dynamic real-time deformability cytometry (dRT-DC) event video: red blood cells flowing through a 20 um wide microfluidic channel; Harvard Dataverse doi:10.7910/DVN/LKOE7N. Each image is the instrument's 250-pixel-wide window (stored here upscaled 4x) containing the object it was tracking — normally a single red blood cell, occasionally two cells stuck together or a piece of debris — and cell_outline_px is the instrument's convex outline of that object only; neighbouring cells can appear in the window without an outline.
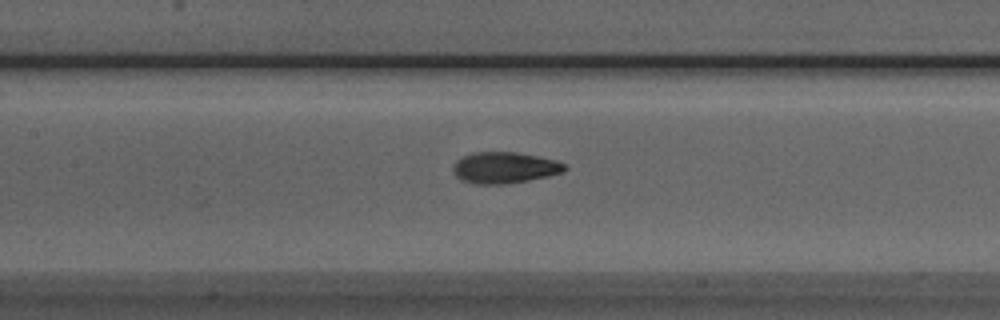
{"species": "Egyptian fruit bat (a non-hibernating species)", "species_latin": "Rousettus aegyptiacus", "temperature_condition": "room temperature", "stored_images_in_passage": 40, "camera_frame_rate_fps": 3000, "um_per_image_px": 0.085, "animal": {"sex": "male"}, "frame": {"image": 1, "passage_image": 11, "time_ms": 3.333, "image_size_px": [1000, 320], "cell_outline_px": [[568, 168], [564, 172], [548, 176], [508, 184], [476, 184], [460, 180], [456, 176], [452, 168], [456, 160], [472, 152], [516, 152], [556, 160], [564, 164]], "centroid_in_image_um": [42.88, 14.26], "position_along_channel_um": 164.5, "area_um2": 20.4}}
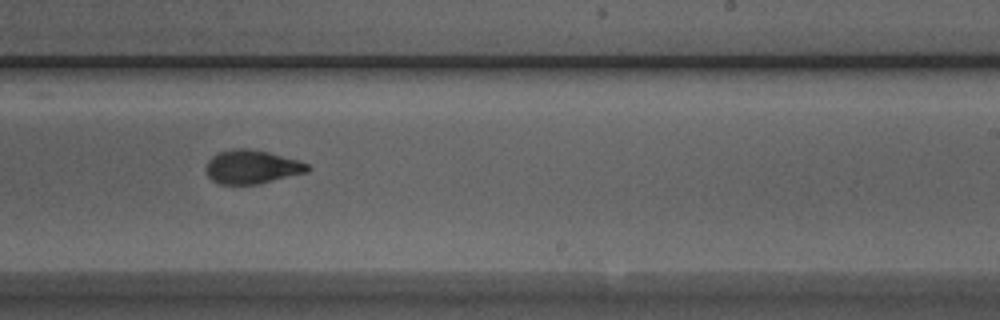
{"frame": {"image": 2, "passage_image": 19, "time_ms": 6.0, "image_size_px": [1000, 320], "cell_outline_px": [[312, 168], [308, 172], [260, 184], [220, 184], [212, 180], [208, 176], [208, 160], [212, 156], [220, 152], [232, 148], [244, 148], [268, 152], [296, 160], [308, 164]], "centroid_in_image_um": [21.44, 14.19], "position_along_channel_um": 267.6, "area_um2": 19.77}}
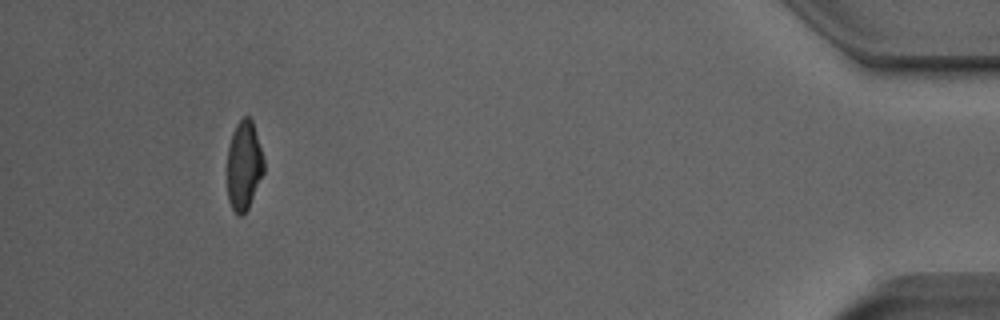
{"frame": {"image": 3, "passage_image": 36, "time_ms": 11.667, "image_size_px": [1000, 320], "cell_outline_px": [[264, 172], [248, 208], [244, 216], [240, 216], [232, 208], [228, 200], [228, 148], [232, 132], [236, 124], [244, 116], [248, 116], [252, 120], [264, 160]], "centroid_in_image_um": [20.73, 14.07], "position_along_channel_um": 414.5, "area_um2": 18.9}, "authors_computed_cell_mechanics": {"area_um2": 19.9988, "velocity_mm_per_s": 3.8779, "shape_relaxation_time_tau1_ms": 3.1637, "shape_relaxation_time_tau2_ms": 1.5546, "deformation_change_tau1": 0.186, "deformation_change_tau2": 0.0821}}